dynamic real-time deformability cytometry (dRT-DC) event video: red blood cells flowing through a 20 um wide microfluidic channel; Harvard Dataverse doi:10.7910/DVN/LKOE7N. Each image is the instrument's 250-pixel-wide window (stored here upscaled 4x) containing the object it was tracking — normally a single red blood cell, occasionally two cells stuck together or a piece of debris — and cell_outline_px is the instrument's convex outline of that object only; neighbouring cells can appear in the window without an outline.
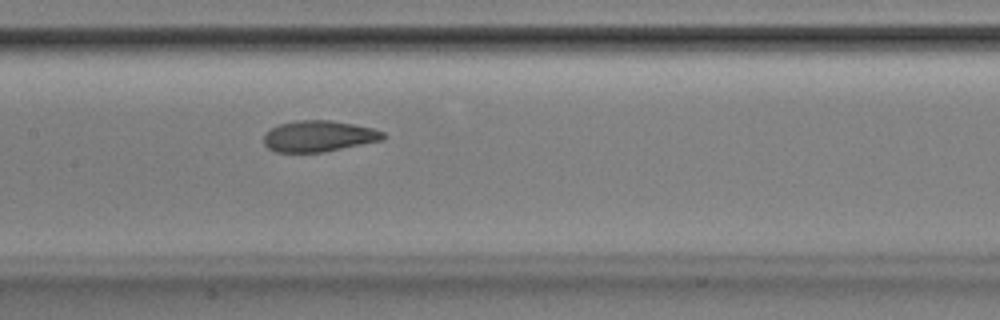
{"species": "Egyptian fruit bat (a non-hibernating species)", "species_latin": "Rousettus aegyptiacus", "temperature_condition": "room temperature", "stored_images_in_passage": 53, "camera_frame_rate_fps": 3000, "um_per_image_px": 0.085, "animal": {"sex": "male"}, "frame": {"image": 1, "passage_image": 26, "time_ms": 8.333, "image_size_px": [1000, 320], "cell_outline_px": [[384, 140], [324, 152], [276, 152], [268, 148], [264, 144], [264, 132], [268, 128], [280, 124], [296, 120], [328, 120], [352, 124], [372, 128], [384, 132]], "centroid_in_image_um": [27.06, 11.58], "position_along_channel_um": 180.3, "area_um2": 21.73}}
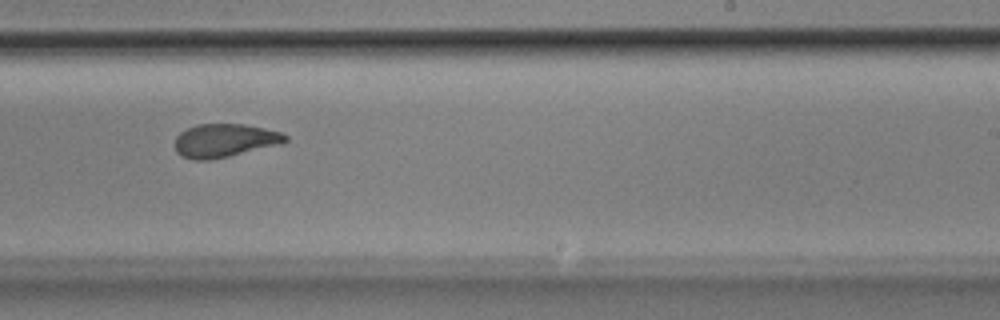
{"frame": {"image": 2, "passage_image": 33, "time_ms": 10.667, "image_size_px": [1000, 320], "cell_outline_px": [[288, 140], [280, 144], [228, 156], [208, 160], [196, 160], [180, 156], [176, 152], [176, 136], [180, 132], [196, 124], [244, 124], [264, 128], [280, 132], [288, 136]], "centroid_in_image_um": [19.08, 11.94], "position_along_channel_um": 269.9, "area_um2": 21.33}}
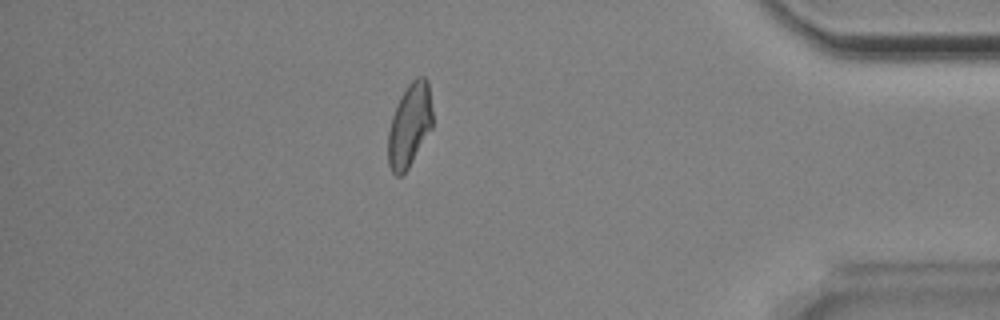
{"frame": {"image": 3, "passage_image": 46, "time_ms": 15.0, "image_size_px": [1000, 320], "cell_outline_px": [[432, 128], [408, 168], [400, 176], [396, 176], [392, 172], [388, 164], [388, 132], [392, 116], [400, 96], [408, 84], [416, 76], [424, 76], [428, 80], [432, 108]], "centroid_in_image_um": [34.81, 10.62], "position_along_channel_um": 400.4, "area_um2": 21.68}, "authors_computed_cell_mechanics": {"area_um2": 22.4842, "velocity_mm_per_s": 3.8646, "shape_relaxation_time_tau1_ms": 4.4501, "shape_relaxation_time_tau2_ms": 1.9059, "deformation_change_tau1": 0.1484, "deformation_change_tau2": 0.0854}}